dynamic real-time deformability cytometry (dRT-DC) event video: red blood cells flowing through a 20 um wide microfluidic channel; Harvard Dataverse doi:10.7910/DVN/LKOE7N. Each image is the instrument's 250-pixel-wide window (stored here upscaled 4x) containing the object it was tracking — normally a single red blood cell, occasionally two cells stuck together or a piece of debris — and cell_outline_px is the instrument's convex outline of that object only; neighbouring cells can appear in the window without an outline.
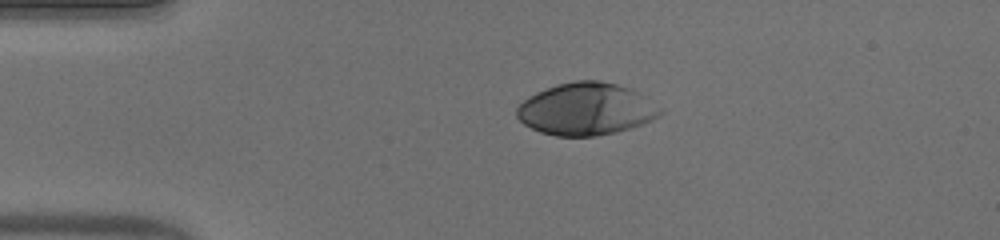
{"species": "human", "species_latin": "Homo sapiens", "temperature_condition": "warm", "stored_images_in_passage": 42, "camera_frame_rate_fps": 3000, "um_per_image_px": 0.085, "donor": {"sex": "male"}, "frame": {"image": 1, "passage_image": 1, "time_ms": 0.0, "image_size_px": [1000, 240], "cell_outline_px": [[664, 112], [660, 116], [644, 124], [632, 128], [616, 132], [596, 136], [556, 136], [540, 132], [524, 124], [516, 116], [516, 108], [528, 96], [536, 92], [556, 84], [576, 80], [600, 80], [632, 88], [640, 92], [664, 108]], "centroid_in_image_um": [49.88, 9.26], "position_along_channel_um": 35.1, "area_um2": 44.33}}
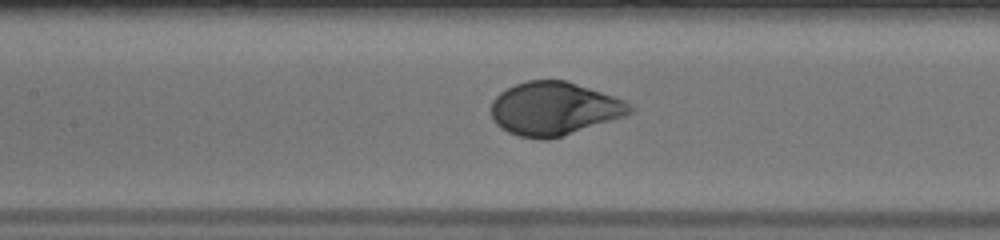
{"frame": {"image": 2, "passage_image": 14, "time_ms": 4.333, "image_size_px": [1000, 240], "cell_outline_px": [[632, 112], [624, 116], [548, 140], [544, 140], [520, 136], [508, 132], [500, 128], [492, 120], [492, 100], [500, 92], [516, 84], [528, 80], [564, 80], [624, 100], [632, 108]], "centroid_in_image_um": [47.04, 9.24], "position_along_channel_um": 160.4, "area_um2": 42.48}}
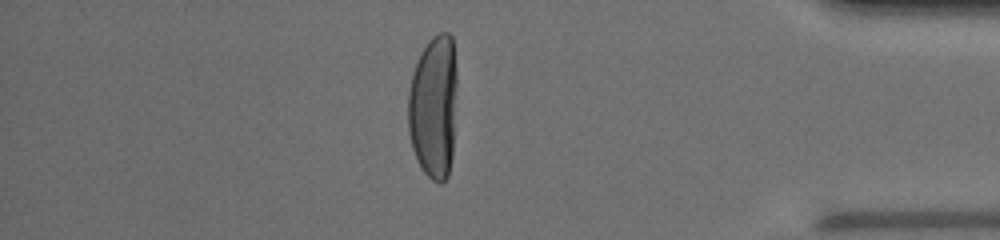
{"frame": {"image": 3, "passage_image": 35, "time_ms": 11.333, "image_size_px": [1000, 240], "cell_outline_px": [[456, 92], [452, 156], [448, 176], [440, 184], [432, 180], [424, 172], [416, 160], [412, 148], [408, 132], [408, 92], [412, 72], [420, 52], [428, 40], [432, 36], [440, 32], [448, 32], [452, 36], [456, 68]], "centroid_in_image_um": [36.84, 9.05], "position_along_channel_um": 398.4, "area_um2": 41.56}, "authors_computed_cell_mechanics": {"area_um2": 43.6101, "velocity_mm_per_s": 3.8645, "shape_relaxation_time_tau1_ms": 2.7676, "shape_relaxation_time_tau2_ms": null, "deformation_change_tau1": 0.2083, "deformation_change_tau2": null}}